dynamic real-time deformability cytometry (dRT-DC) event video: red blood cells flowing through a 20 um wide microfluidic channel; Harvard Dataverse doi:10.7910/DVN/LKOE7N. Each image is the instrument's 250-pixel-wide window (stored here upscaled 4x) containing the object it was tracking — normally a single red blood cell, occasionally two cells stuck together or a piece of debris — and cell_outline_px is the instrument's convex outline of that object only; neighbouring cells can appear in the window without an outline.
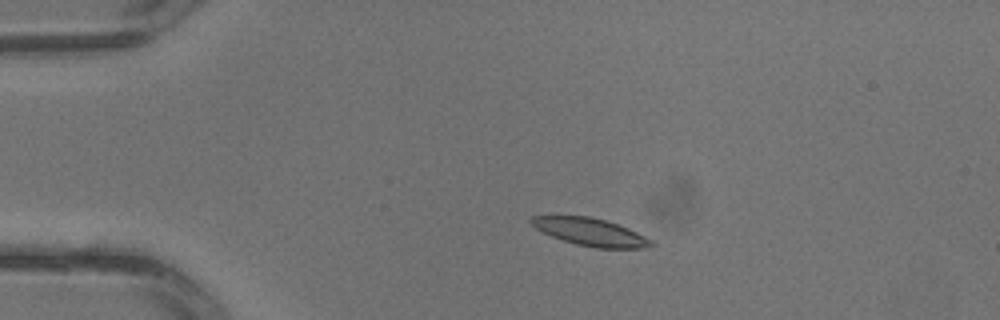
{"species": "common noctule bat (a hibernating species)", "species_latin": "Nyctalus noctula", "temperature_condition": "warm", "stored_images_in_passage": 2, "camera_frame_rate_fps": 3000, "um_per_image_px": 0.085, "animal": {"sex": "male", "body_mass_g": 13.3}, "frame": {"image": 1, "passage_image": 1, "time_ms": 0.0, "image_size_px": [1000, 320], "cell_outline_px": [[656, 244], [652, 248], [596, 248], [576, 244], [552, 236], [536, 228], [528, 220], [532, 216], [588, 216], [604, 220], [628, 228], [652, 240]], "centroid_in_image_um": [50.23, 19.73], "position_along_channel_um": 34.8, "area_um2": 19.07}}